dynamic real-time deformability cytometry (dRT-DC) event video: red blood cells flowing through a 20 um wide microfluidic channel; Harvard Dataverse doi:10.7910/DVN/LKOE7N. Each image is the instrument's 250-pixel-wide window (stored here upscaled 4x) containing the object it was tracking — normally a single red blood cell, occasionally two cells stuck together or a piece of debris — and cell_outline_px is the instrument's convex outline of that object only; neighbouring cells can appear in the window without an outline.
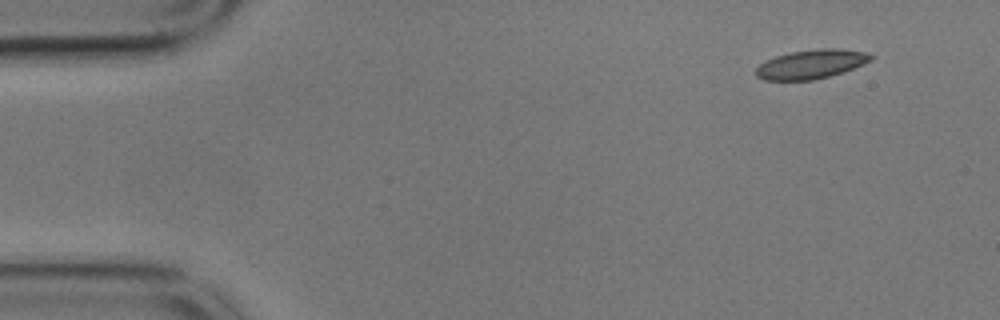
{"species": "common noctule bat (a hibernating species)", "species_latin": "Nyctalus noctula", "temperature_condition": "cold", "stored_images_in_passage": 13, "camera_frame_rate_fps": 3000, "um_per_image_px": 0.085, "animal": {"sex": "male", "body_mass_g": 17.9}, "frame": {"image": 1, "passage_image": 1, "time_ms": 0.0, "image_size_px": [1000, 320], "cell_outline_px": [[876, 56], [872, 60], [864, 64], [844, 72], [812, 80], [764, 80], [756, 76], [756, 68], [760, 64], [776, 56], [792, 52], [820, 48], [836, 48], [864, 52]], "centroid_in_image_um": [68.98, 5.45], "position_along_channel_um": 16.0, "area_um2": 19.36}}